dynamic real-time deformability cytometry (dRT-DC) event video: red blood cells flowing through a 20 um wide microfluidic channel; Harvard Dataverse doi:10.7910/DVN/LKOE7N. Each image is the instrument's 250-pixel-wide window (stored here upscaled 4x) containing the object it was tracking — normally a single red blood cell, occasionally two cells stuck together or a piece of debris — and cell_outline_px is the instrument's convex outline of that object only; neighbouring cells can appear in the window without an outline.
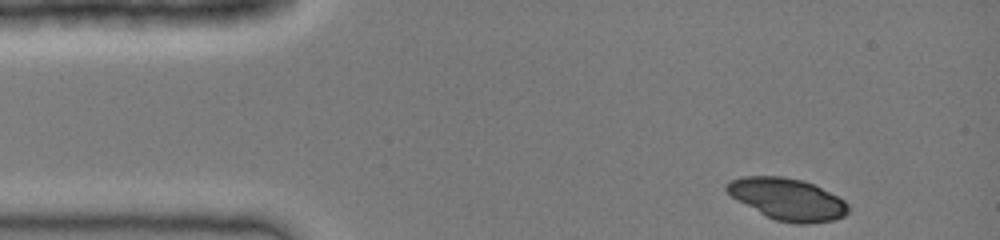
{"species": "common noctule bat (a hibernating species)", "species_latin": "Nyctalus noctula", "temperature_condition": "cold", "stored_images_in_passage": 34, "camera_frame_rate_fps": 3000, "um_per_image_px": 0.085, "animal": {"sex": "female", "body_mass_g": 19.0, "forearm_length_mm": 51.5}, "frame": {"image": 1, "passage_image": 1, "time_ms": 0.0, "image_size_px": [1000, 240], "cell_outline_px": [[848, 212], [844, 216], [836, 220], [804, 224], [796, 224], [776, 220], [760, 212], [732, 196], [724, 188], [724, 184], [728, 180], [744, 176], [784, 176], [804, 180], [844, 200], [848, 204]], "centroid_in_image_um": [66.93, 16.91], "position_along_channel_um": 18.1, "area_um2": 29.3}}